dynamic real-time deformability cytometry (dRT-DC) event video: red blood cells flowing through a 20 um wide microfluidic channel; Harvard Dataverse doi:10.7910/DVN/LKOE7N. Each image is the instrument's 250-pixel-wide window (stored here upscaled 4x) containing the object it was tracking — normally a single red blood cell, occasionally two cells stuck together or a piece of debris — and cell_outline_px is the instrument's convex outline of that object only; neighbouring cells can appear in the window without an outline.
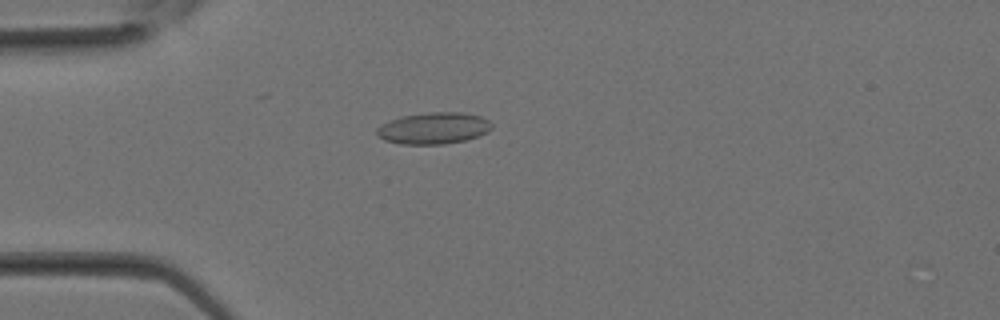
{"species": "Egyptian fruit bat (a non-hibernating species)", "species_latin": "Rousettus aegyptiacus", "temperature_condition": "room temperature", "stored_images_in_passage": 28, "camera_frame_rate_fps": 3000, "um_per_image_px": 0.085, "animal": {"sex": "female"}, "frame": {"image": 1, "passage_image": 4, "time_ms": 1.0, "image_size_px": [1000, 320], "cell_outline_px": [[492, 128], [488, 132], [464, 140], [444, 144], [400, 144], [384, 140], [376, 136], [376, 128], [380, 124], [400, 116], [428, 112], [460, 112], [480, 116], [488, 120], [492, 124]], "centroid_in_image_um": [36.81, 10.89], "position_along_channel_um": 48.2, "area_um2": 21.27}}
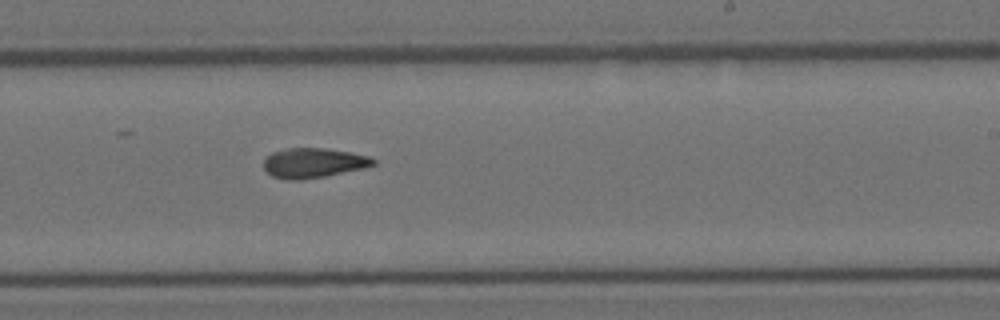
{"frame": {"image": 2, "passage_image": 15, "time_ms": 4.667, "image_size_px": [1000, 320], "cell_outline_px": [[376, 164], [364, 168], [324, 176], [300, 180], [288, 180], [272, 176], [264, 168], [264, 160], [272, 152], [288, 148], [328, 148], [352, 152], [368, 156], [376, 160]], "centroid_in_image_um": [26.66, 13.84], "position_along_channel_um": 262.3, "area_um2": 19.02}}
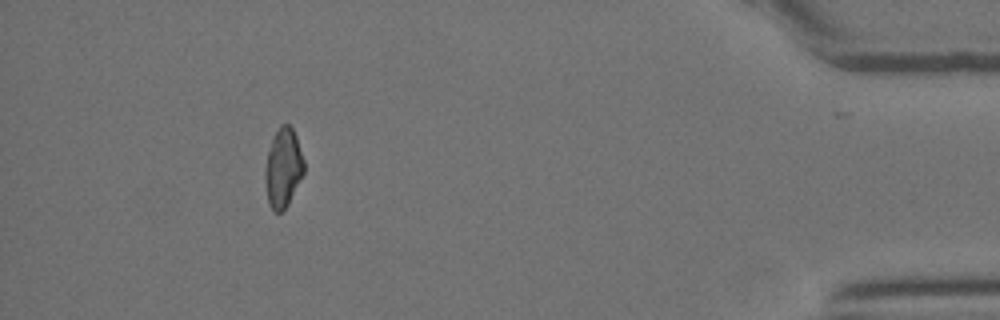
{"frame": {"image": 3, "passage_image": 25, "time_ms": 8.0, "image_size_px": [1000, 320], "cell_outline_px": [[304, 172], [288, 204], [280, 212], [276, 212], [268, 204], [264, 180], [264, 168], [272, 136], [280, 124], [288, 124], [292, 128], [296, 136], [304, 160]], "centroid_in_image_um": [24.04, 14.25], "position_along_channel_um": 411.2, "area_um2": 17.98}}